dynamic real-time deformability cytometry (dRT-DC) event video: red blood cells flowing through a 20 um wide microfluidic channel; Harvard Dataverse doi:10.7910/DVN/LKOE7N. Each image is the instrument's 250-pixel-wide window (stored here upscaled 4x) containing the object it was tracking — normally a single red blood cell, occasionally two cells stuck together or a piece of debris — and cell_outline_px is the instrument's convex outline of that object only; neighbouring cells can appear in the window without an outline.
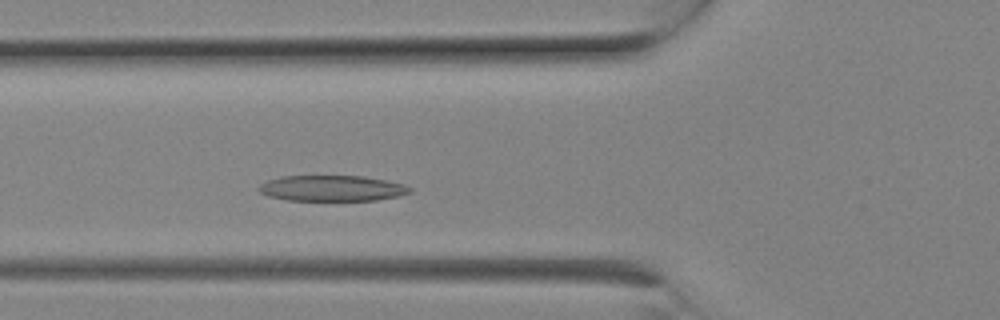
{"species": "Egyptian fruit bat (a non-hibernating species)", "species_latin": "Rousettus aegyptiacus", "temperature_condition": "room temperature", "stored_images_in_passage": 5, "camera_frame_rate_fps": 3000, "um_per_image_px": 0.085, "animal": {"sex": "female"}, "frame": {"image": 1, "passage_image": 5, "time_ms": 1.333, "image_size_px": [1000, 320], "cell_outline_px": [[412, 192], [400, 196], [376, 200], [284, 200], [268, 196], [260, 192], [256, 188], [260, 184], [268, 180], [280, 176], [364, 176], [388, 180], [404, 184], [412, 188]], "centroid_in_image_um": [28.23, 16.0], "position_along_channel_um": 97.6, "area_um2": 22.89}}